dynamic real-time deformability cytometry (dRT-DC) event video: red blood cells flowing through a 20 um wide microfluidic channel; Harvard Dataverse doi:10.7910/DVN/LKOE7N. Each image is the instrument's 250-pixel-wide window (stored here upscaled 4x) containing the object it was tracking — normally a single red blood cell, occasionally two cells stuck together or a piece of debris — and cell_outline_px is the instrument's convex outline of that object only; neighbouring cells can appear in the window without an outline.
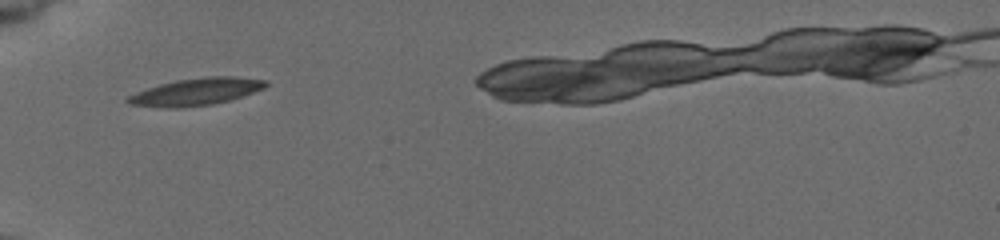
{"species": "common noctule bat (a hibernating species)", "species_latin": "Nyctalus noctula", "temperature_condition": "cold", "stored_images_in_passage": 32, "camera_frame_rate_fps": 3000, "um_per_image_px": 0.085, "animal": {"sex": "female", "body_mass_g": 19.5, "forearm_length_mm": 54.1}, "frame": {"image": 1, "passage_image": 1, "time_ms": 0.0, "image_size_px": [1000, 240], "cell_outline_px": [[268, 84], [264, 88], [228, 100], [212, 104], [176, 108], [164, 108], [128, 104], [124, 100], [128, 96], [136, 92], [160, 84], [176, 80], [208, 76], [236, 76], [268, 80]], "centroid_in_image_um": [16.64, 7.79], "position_along_channel_um": 68.4, "area_um2": 21.73}}
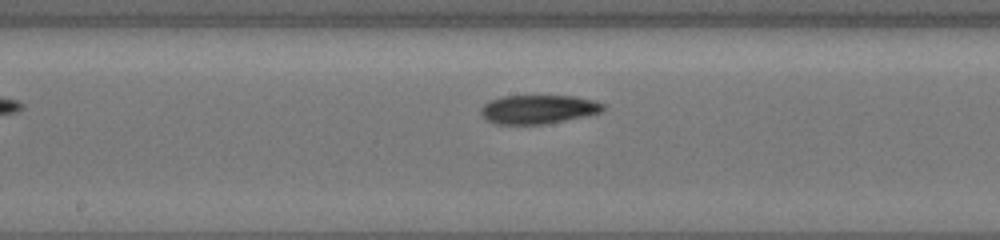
{"frame": {"image": 2, "passage_image": 12, "time_ms": 3.667, "image_size_px": [1000, 240], "cell_outline_px": [[604, 108], [600, 112], [584, 116], [544, 124], [496, 124], [480, 116], [480, 108], [488, 100], [504, 96], [576, 96], [596, 100], [604, 104]], "centroid_in_image_um": [45.72, 9.28], "position_along_channel_um": 202.5, "area_um2": 20.58}}
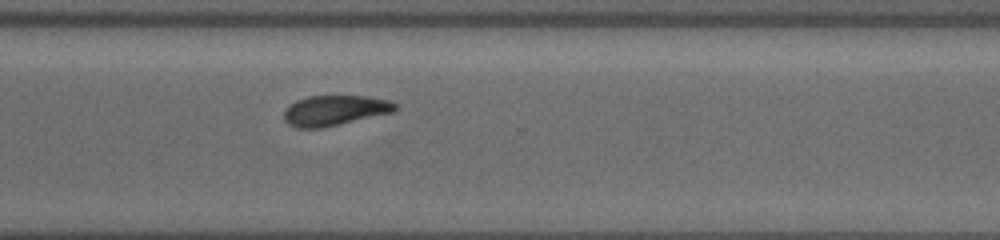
{"frame": {"image": 3, "passage_image": 23, "time_ms": 7.333, "image_size_px": [1000, 240], "cell_outline_px": [[396, 108], [392, 112], [320, 128], [296, 128], [288, 124], [284, 120], [284, 112], [296, 100], [308, 96], [364, 96], [388, 100], [396, 104]], "centroid_in_image_um": [28.41, 9.38], "position_along_channel_um": 342.2, "area_um2": 19.19}}